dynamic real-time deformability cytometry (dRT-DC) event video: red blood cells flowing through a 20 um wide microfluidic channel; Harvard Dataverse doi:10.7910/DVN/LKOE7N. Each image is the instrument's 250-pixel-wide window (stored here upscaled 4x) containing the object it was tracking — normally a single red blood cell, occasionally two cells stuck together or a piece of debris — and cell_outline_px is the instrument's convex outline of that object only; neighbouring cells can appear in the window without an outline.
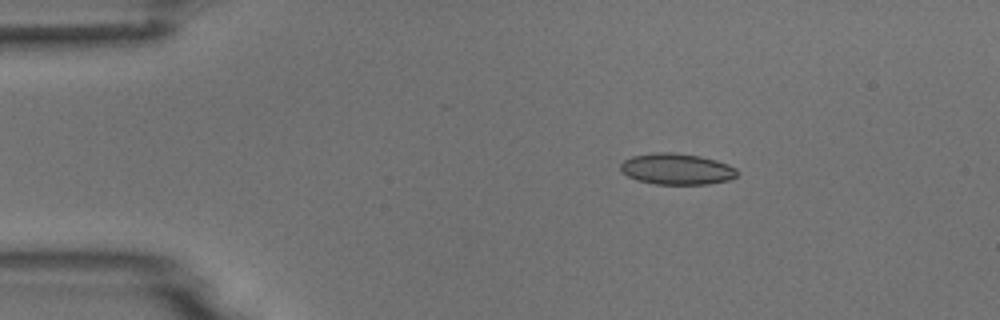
{"species": "common noctule bat (a hibernating species)", "species_latin": "Nyctalus noctula", "temperature_condition": "room temperature", "stored_images_in_passage": 9, "camera_frame_rate_fps": 3000, "um_per_image_px": 0.085, "animal": {"sex": "male", "body_mass_g": 18.8}, "frame": {"image": 1, "passage_image": 3, "time_ms": 2.333, "image_size_px": [1000, 320], "cell_outline_px": [[740, 172], [736, 176], [728, 180], [708, 184], [656, 184], [636, 180], [628, 176], [620, 168], [620, 164], [624, 160], [632, 156], [656, 152], [672, 152], [700, 156], [716, 160], [728, 164], [736, 168]], "centroid_in_image_um": [57.54, 14.36], "position_along_channel_um": 27.5, "area_um2": 21.21}}
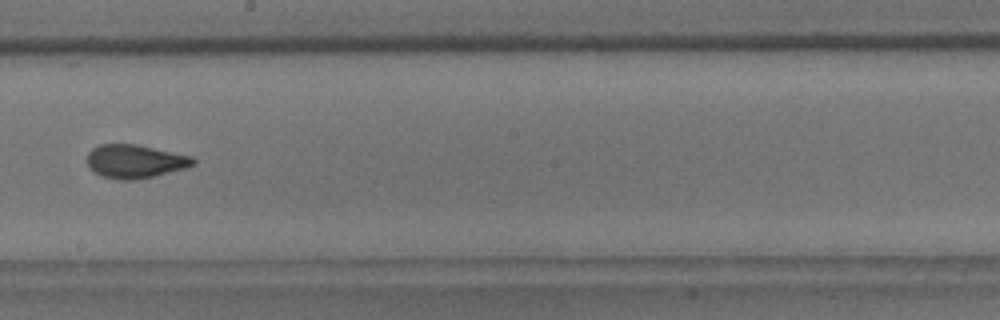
{"frame": {"image": 2, "passage_image": 9, "time_ms": 9.333, "image_size_px": [1000, 320], "cell_outline_px": [[196, 164], [184, 168], [136, 180], [120, 180], [104, 176], [92, 172], [88, 168], [88, 152], [92, 148], [100, 144], [136, 144], [192, 156], [196, 160]], "centroid_in_image_um": [11.45, 13.71], "position_along_channel_um": 236.7, "area_um2": 20.63}}